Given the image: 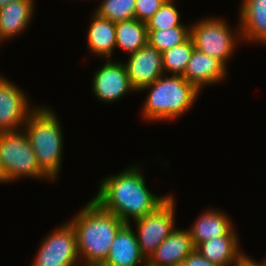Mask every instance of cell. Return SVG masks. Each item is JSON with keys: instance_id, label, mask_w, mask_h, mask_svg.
I'll use <instances>...</instances> for the list:
<instances>
[{"instance_id": "cell-23", "label": "cell", "mask_w": 266, "mask_h": 266, "mask_svg": "<svg viewBox=\"0 0 266 266\" xmlns=\"http://www.w3.org/2000/svg\"><path fill=\"white\" fill-rule=\"evenodd\" d=\"M136 0H101L94 10L99 16L114 23L135 18Z\"/></svg>"}, {"instance_id": "cell-28", "label": "cell", "mask_w": 266, "mask_h": 266, "mask_svg": "<svg viewBox=\"0 0 266 266\" xmlns=\"http://www.w3.org/2000/svg\"><path fill=\"white\" fill-rule=\"evenodd\" d=\"M5 184V176H4V172H3V169H2V166H1V163H0V184Z\"/></svg>"}, {"instance_id": "cell-27", "label": "cell", "mask_w": 266, "mask_h": 266, "mask_svg": "<svg viewBox=\"0 0 266 266\" xmlns=\"http://www.w3.org/2000/svg\"><path fill=\"white\" fill-rule=\"evenodd\" d=\"M234 266H266V258L262 262H257L245 253Z\"/></svg>"}, {"instance_id": "cell-24", "label": "cell", "mask_w": 266, "mask_h": 266, "mask_svg": "<svg viewBox=\"0 0 266 266\" xmlns=\"http://www.w3.org/2000/svg\"><path fill=\"white\" fill-rule=\"evenodd\" d=\"M174 0H166L146 22L147 30H163L177 26H187L180 21V13Z\"/></svg>"}, {"instance_id": "cell-8", "label": "cell", "mask_w": 266, "mask_h": 266, "mask_svg": "<svg viewBox=\"0 0 266 266\" xmlns=\"http://www.w3.org/2000/svg\"><path fill=\"white\" fill-rule=\"evenodd\" d=\"M64 223L42 239L30 266H79L75 229Z\"/></svg>"}, {"instance_id": "cell-14", "label": "cell", "mask_w": 266, "mask_h": 266, "mask_svg": "<svg viewBox=\"0 0 266 266\" xmlns=\"http://www.w3.org/2000/svg\"><path fill=\"white\" fill-rule=\"evenodd\" d=\"M124 224L117 232L107 258L100 266H143L147 260L142 255L135 230Z\"/></svg>"}, {"instance_id": "cell-12", "label": "cell", "mask_w": 266, "mask_h": 266, "mask_svg": "<svg viewBox=\"0 0 266 266\" xmlns=\"http://www.w3.org/2000/svg\"><path fill=\"white\" fill-rule=\"evenodd\" d=\"M227 72L228 67L218 58L195 49L182 76L200 91L209 84L223 82Z\"/></svg>"}, {"instance_id": "cell-26", "label": "cell", "mask_w": 266, "mask_h": 266, "mask_svg": "<svg viewBox=\"0 0 266 266\" xmlns=\"http://www.w3.org/2000/svg\"><path fill=\"white\" fill-rule=\"evenodd\" d=\"M179 266H219V265L210 262L208 259L200 255L196 250H194Z\"/></svg>"}, {"instance_id": "cell-22", "label": "cell", "mask_w": 266, "mask_h": 266, "mask_svg": "<svg viewBox=\"0 0 266 266\" xmlns=\"http://www.w3.org/2000/svg\"><path fill=\"white\" fill-rule=\"evenodd\" d=\"M194 50L195 45L190 37L186 42L164 51L162 53L164 74L169 75L171 73V75L182 76Z\"/></svg>"}, {"instance_id": "cell-2", "label": "cell", "mask_w": 266, "mask_h": 266, "mask_svg": "<svg viewBox=\"0 0 266 266\" xmlns=\"http://www.w3.org/2000/svg\"><path fill=\"white\" fill-rule=\"evenodd\" d=\"M69 219L77 236L81 266H100L108 256L119 229L125 224L115 214L103 210L93 199Z\"/></svg>"}, {"instance_id": "cell-9", "label": "cell", "mask_w": 266, "mask_h": 266, "mask_svg": "<svg viewBox=\"0 0 266 266\" xmlns=\"http://www.w3.org/2000/svg\"><path fill=\"white\" fill-rule=\"evenodd\" d=\"M29 102L25 91L0 75V133L23 129L29 116L37 108Z\"/></svg>"}, {"instance_id": "cell-3", "label": "cell", "mask_w": 266, "mask_h": 266, "mask_svg": "<svg viewBox=\"0 0 266 266\" xmlns=\"http://www.w3.org/2000/svg\"><path fill=\"white\" fill-rule=\"evenodd\" d=\"M147 90L148 95L141 107L142 118L146 121L176 120L188 112L201 91L197 90L181 75H161Z\"/></svg>"}, {"instance_id": "cell-15", "label": "cell", "mask_w": 266, "mask_h": 266, "mask_svg": "<svg viewBox=\"0 0 266 266\" xmlns=\"http://www.w3.org/2000/svg\"><path fill=\"white\" fill-rule=\"evenodd\" d=\"M238 13L242 42L266 46V0H242Z\"/></svg>"}, {"instance_id": "cell-17", "label": "cell", "mask_w": 266, "mask_h": 266, "mask_svg": "<svg viewBox=\"0 0 266 266\" xmlns=\"http://www.w3.org/2000/svg\"><path fill=\"white\" fill-rule=\"evenodd\" d=\"M34 0H17L0 8V43L27 29L35 12Z\"/></svg>"}, {"instance_id": "cell-16", "label": "cell", "mask_w": 266, "mask_h": 266, "mask_svg": "<svg viewBox=\"0 0 266 266\" xmlns=\"http://www.w3.org/2000/svg\"><path fill=\"white\" fill-rule=\"evenodd\" d=\"M191 235L194 246L208 241L212 238L224 235H238L228 215L218 209H208L202 212L199 217L187 229Z\"/></svg>"}, {"instance_id": "cell-13", "label": "cell", "mask_w": 266, "mask_h": 266, "mask_svg": "<svg viewBox=\"0 0 266 266\" xmlns=\"http://www.w3.org/2000/svg\"><path fill=\"white\" fill-rule=\"evenodd\" d=\"M194 250L189 231L175 228L149 257L146 266H179Z\"/></svg>"}, {"instance_id": "cell-1", "label": "cell", "mask_w": 266, "mask_h": 266, "mask_svg": "<svg viewBox=\"0 0 266 266\" xmlns=\"http://www.w3.org/2000/svg\"><path fill=\"white\" fill-rule=\"evenodd\" d=\"M141 171V166L134 165L115 175L106 176L100 181L98 193L92 199L125 224L154 212L170 195L157 196L152 193Z\"/></svg>"}, {"instance_id": "cell-18", "label": "cell", "mask_w": 266, "mask_h": 266, "mask_svg": "<svg viewBox=\"0 0 266 266\" xmlns=\"http://www.w3.org/2000/svg\"><path fill=\"white\" fill-rule=\"evenodd\" d=\"M238 235H224L204 241L195 250L219 266H234L245 254L240 248Z\"/></svg>"}, {"instance_id": "cell-29", "label": "cell", "mask_w": 266, "mask_h": 266, "mask_svg": "<svg viewBox=\"0 0 266 266\" xmlns=\"http://www.w3.org/2000/svg\"><path fill=\"white\" fill-rule=\"evenodd\" d=\"M17 1V0H0V8L4 7L10 2Z\"/></svg>"}, {"instance_id": "cell-11", "label": "cell", "mask_w": 266, "mask_h": 266, "mask_svg": "<svg viewBox=\"0 0 266 266\" xmlns=\"http://www.w3.org/2000/svg\"><path fill=\"white\" fill-rule=\"evenodd\" d=\"M128 59L124 64L131 86L137 92L164 74L162 53L148 43L135 53L129 54Z\"/></svg>"}, {"instance_id": "cell-7", "label": "cell", "mask_w": 266, "mask_h": 266, "mask_svg": "<svg viewBox=\"0 0 266 266\" xmlns=\"http://www.w3.org/2000/svg\"><path fill=\"white\" fill-rule=\"evenodd\" d=\"M176 208L174 197L170 194L154 212L134 221L137 242L146 260L175 229Z\"/></svg>"}, {"instance_id": "cell-10", "label": "cell", "mask_w": 266, "mask_h": 266, "mask_svg": "<svg viewBox=\"0 0 266 266\" xmlns=\"http://www.w3.org/2000/svg\"><path fill=\"white\" fill-rule=\"evenodd\" d=\"M92 91L100 102H117L130 92H134L131 86L128 72L122 61H111L107 59L98 68L92 79Z\"/></svg>"}, {"instance_id": "cell-6", "label": "cell", "mask_w": 266, "mask_h": 266, "mask_svg": "<svg viewBox=\"0 0 266 266\" xmlns=\"http://www.w3.org/2000/svg\"><path fill=\"white\" fill-rule=\"evenodd\" d=\"M192 24L191 38L195 49L218 58L228 67V59L233 57L236 44L238 46V43L242 42L240 25L237 23L238 27L234 30L222 17L213 16H206Z\"/></svg>"}, {"instance_id": "cell-21", "label": "cell", "mask_w": 266, "mask_h": 266, "mask_svg": "<svg viewBox=\"0 0 266 266\" xmlns=\"http://www.w3.org/2000/svg\"><path fill=\"white\" fill-rule=\"evenodd\" d=\"M148 44L159 52L186 42L191 37V26H177L161 30H147Z\"/></svg>"}, {"instance_id": "cell-5", "label": "cell", "mask_w": 266, "mask_h": 266, "mask_svg": "<svg viewBox=\"0 0 266 266\" xmlns=\"http://www.w3.org/2000/svg\"><path fill=\"white\" fill-rule=\"evenodd\" d=\"M0 163L5 184L21 177L52 181L38 166L35 152L23 129L0 133Z\"/></svg>"}, {"instance_id": "cell-20", "label": "cell", "mask_w": 266, "mask_h": 266, "mask_svg": "<svg viewBox=\"0 0 266 266\" xmlns=\"http://www.w3.org/2000/svg\"><path fill=\"white\" fill-rule=\"evenodd\" d=\"M116 47L127 54L135 53L148 43L147 25L135 18L115 23Z\"/></svg>"}, {"instance_id": "cell-25", "label": "cell", "mask_w": 266, "mask_h": 266, "mask_svg": "<svg viewBox=\"0 0 266 266\" xmlns=\"http://www.w3.org/2000/svg\"><path fill=\"white\" fill-rule=\"evenodd\" d=\"M166 0H136L135 19L147 22Z\"/></svg>"}, {"instance_id": "cell-4", "label": "cell", "mask_w": 266, "mask_h": 266, "mask_svg": "<svg viewBox=\"0 0 266 266\" xmlns=\"http://www.w3.org/2000/svg\"><path fill=\"white\" fill-rule=\"evenodd\" d=\"M56 115L49 106H37L23 128L38 166L52 181L57 180L62 169L64 150L62 127Z\"/></svg>"}, {"instance_id": "cell-19", "label": "cell", "mask_w": 266, "mask_h": 266, "mask_svg": "<svg viewBox=\"0 0 266 266\" xmlns=\"http://www.w3.org/2000/svg\"><path fill=\"white\" fill-rule=\"evenodd\" d=\"M87 30V46L91 54L100 58L110 59L116 49V27L113 21L93 12Z\"/></svg>"}]
</instances>
